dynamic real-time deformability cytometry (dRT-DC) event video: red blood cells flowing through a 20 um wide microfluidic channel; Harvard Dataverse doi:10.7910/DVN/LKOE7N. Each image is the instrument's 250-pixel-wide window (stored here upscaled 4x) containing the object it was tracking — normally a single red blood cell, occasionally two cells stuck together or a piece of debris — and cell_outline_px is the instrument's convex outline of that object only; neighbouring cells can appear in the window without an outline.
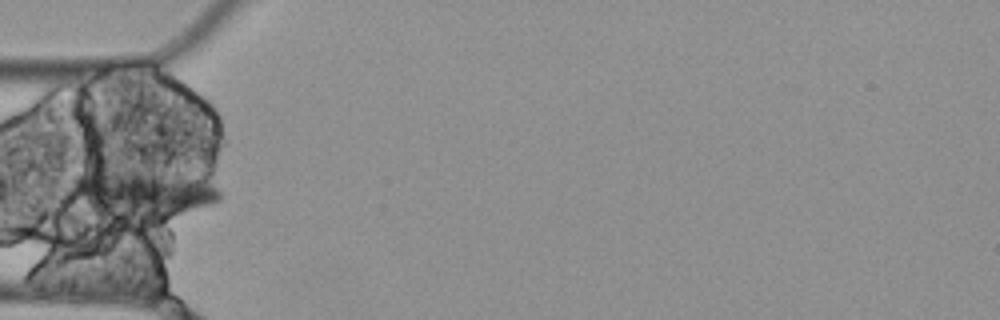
{"species": "Egyptian fruit bat (a non-hibernating species)", "species_latin": "Rousettus aegyptiacus", "temperature_condition": "cold", "stored_images_in_passage": 5, "camera_frame_rate_fps": 3000, "um_per_image_px": 0.085, "animal": {"sex": "female"}, "frame": {"image": 1, "passage_image": 5, "time_ms": 1.333, "image_size_px": [1000, 320], "cell_outline_px": [[220, 200], [212, 204], [168, 216], [152, 216], [96, 212], [84, 200], [72, 184], [72, 180], [76, 172], [204, 172], [220, 192]], "centroid_in_image_um": [12.39, 16.32], "position_along_channel_um": 72.6, "area_um2": 39.3}}